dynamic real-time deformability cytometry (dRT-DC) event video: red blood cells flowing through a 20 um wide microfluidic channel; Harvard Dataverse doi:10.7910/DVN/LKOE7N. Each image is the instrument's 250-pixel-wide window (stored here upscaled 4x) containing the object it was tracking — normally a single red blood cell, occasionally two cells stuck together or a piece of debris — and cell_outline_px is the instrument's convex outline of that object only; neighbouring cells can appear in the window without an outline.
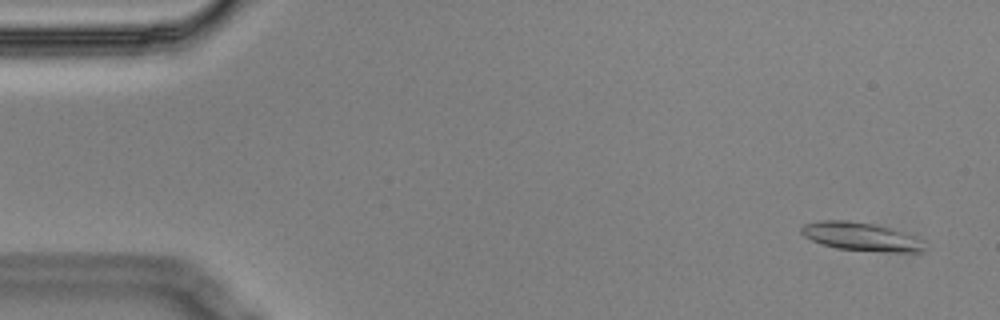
{"species": "Egyptian fruit bat (a non-hibernating species)", "species_latin": "Rousettus aegyptiacus", "temperature_condition": "cold", "stored_images_in_passage": 9, "camera_frame_rate_fps": 3000, "um_per_image_px": 0.085, "animal": {"sex": "male"}, "frame": {"image": 1, "passage_image": 1, "time_ms": 0.0, "image_size_px": [1000, 320], "cell_outline_px": [[924, 252], [884, 252], [836, 248], [820, 244], [804, 236], [800, 232], [800, 228], [804, 224], [820, 220], [848, 220], [872, 224], [888, 228], [912, 236], [924, 248]], "centroid_in_image_um": [73.07, 20.11], "position_along_channel_um": 11.9, "area_um2": 19.94}}
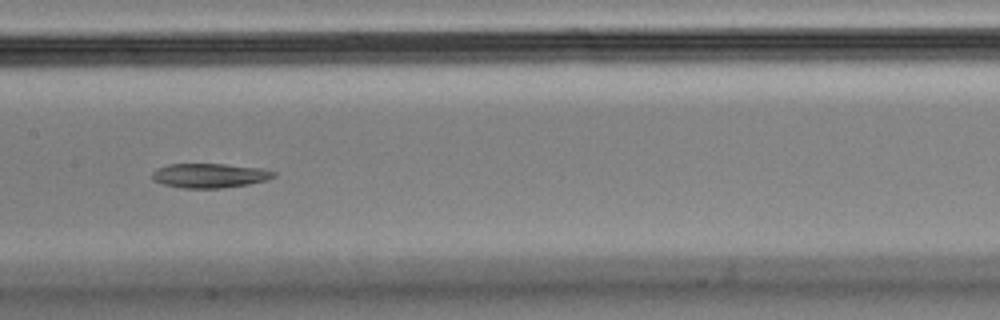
{"frame": {"image": 2, "passage_image": 8, "time_ms": 2.333, "image_size_px": [1000, 320], "cell_outline_px": [[276, 176], [264, 180], [248, 184], [220, 188], [180, 188], [164, 184], [152, 180], [152, 172], [156, 168], [168, 164], [224, 164], [264, 168], [276, 172]], "centroid_in_image_um": [17.8, 14.91], "position_along_channel_um": 189.6, "area_um2": 17.34}}
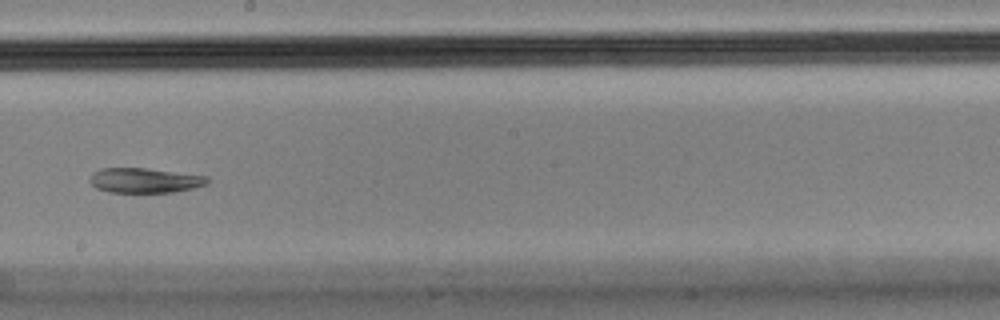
{"frame": {"image": 3, "passage_image": 9, "time_ms": 2.667, "image_size_px": [1000, 320], "cell_outline_px": [[208, 184], [192, 188], [172, 192], [108, 192], [96, 188], [88, 180], [92, 172], [100, 168], [148, 168], [208, 176]], "centroid_in_image_um": [12.27, 15.32], "position_along_channel_um": 235.9, "area_um2": 17.11}}